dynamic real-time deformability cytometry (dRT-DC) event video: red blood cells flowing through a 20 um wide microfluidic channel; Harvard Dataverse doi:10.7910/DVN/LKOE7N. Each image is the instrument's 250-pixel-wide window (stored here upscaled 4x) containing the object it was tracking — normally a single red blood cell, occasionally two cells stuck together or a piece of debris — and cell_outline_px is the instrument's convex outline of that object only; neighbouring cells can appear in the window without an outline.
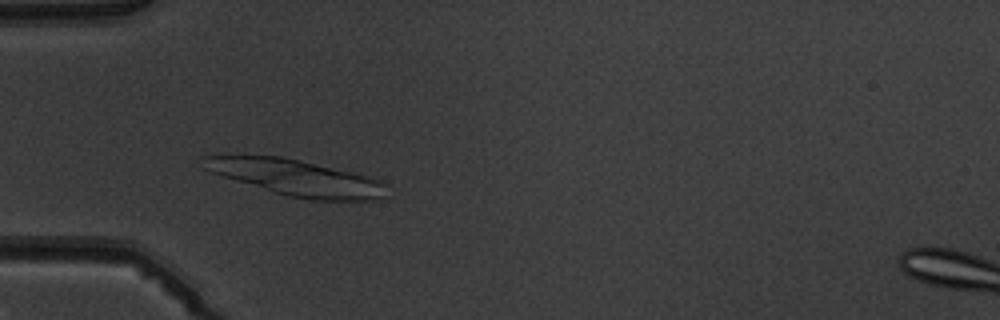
{"species": "common noctule bat (a hibernating species)", "species_latin": "Nyctalus noctula", "temperature_condition": "warm", "stored_images_in_passage": 5, "camera_frame_rate_fps": 3000, "um_per_image_px": 0.085, "animal": {"sex": "male", "body_mass_g": 19.5, "forearm_length_mm": 54.6}, "frame": {"image": 1, "passage_image": 4, "time_ms": 3.333, "image_size_px": [1000, 320], "cell_outline_px": [[384, 184], [380, 200], [312, 200], [288, 196], [272, 192], [220, 176], [204, 168], [204, 156], [280, 156], [300, 160], [356, 172], [380, 180]], "centroid_in_image_um": [25.18, 15.11], "position_along_channel_um": 59.8, "area_um2": 38.15}}